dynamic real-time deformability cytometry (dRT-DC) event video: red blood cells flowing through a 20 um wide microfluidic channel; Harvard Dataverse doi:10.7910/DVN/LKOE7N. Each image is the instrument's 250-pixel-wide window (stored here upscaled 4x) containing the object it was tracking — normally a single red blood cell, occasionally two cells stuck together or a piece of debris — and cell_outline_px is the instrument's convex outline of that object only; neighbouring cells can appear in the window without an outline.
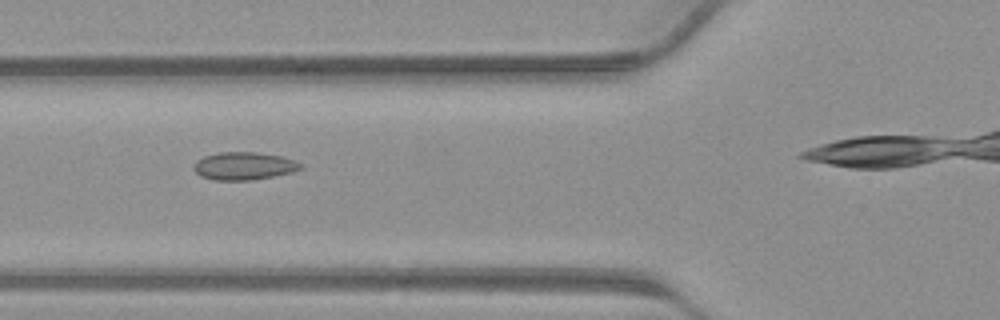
{"species": "common noctule bat (a hibernating species)", "species_latin": "Nyctalus noctula", "temperature_condition": "warm", "stored_images_in_passage": 12, "camera_frame_rate_fps": 3000, "um_per_image_px": 0.085, "animal": {"sex": "male", "body_mass_g": 23.1, "forearm_length_mm": 52.7}, "frame": {"image": 1, "passage_image": 9, "time_ms": 2.667, "image_size_px": [1000, 320], "cell_outline_px": [[304, 168], [292, 172], [252, 180], [212, 180], [200, 176], [192, 168], [192, 164], [196, 160], [204, 156], [220, 152], [256, 152], [280, 156], [304, 164]], "centroid_in_image_um": [20.7, 14.11], "position_along_channel_um": 105.1, "area_um2": 17.4}}